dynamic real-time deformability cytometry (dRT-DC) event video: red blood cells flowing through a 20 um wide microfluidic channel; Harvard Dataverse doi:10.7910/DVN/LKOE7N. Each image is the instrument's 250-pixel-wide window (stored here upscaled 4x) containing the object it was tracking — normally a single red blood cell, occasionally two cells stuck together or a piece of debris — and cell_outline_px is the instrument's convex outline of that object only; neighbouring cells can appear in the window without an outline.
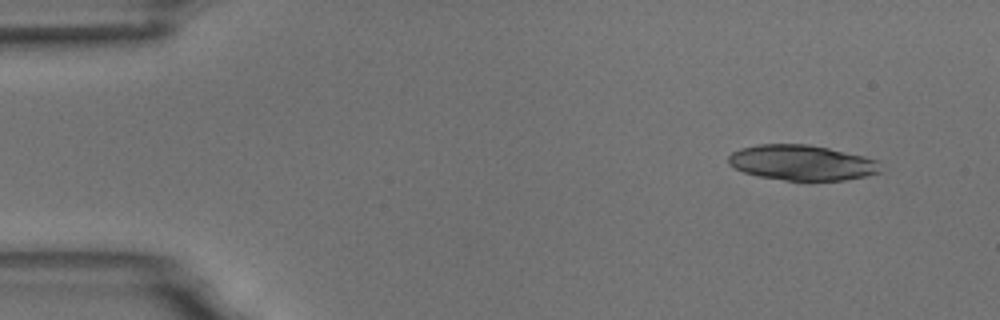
{"species": "common noctule bat (a hibernating species)", "species_latin": "Nyctalus noctula", "temperature_condition": "room temperature", "stored_images_in_passage": 4, "camera_frame_rate_fps": 3000, "um_per_image_px": 0.085, "animal": {"sex": "male", "body_mass_g": 18.8}, "frame": {"image": 1, "passage_image": 1, "time_ms": 0.0, "image_size_px": [1000, 320], "cell_outline_px": [[880, 172], [864, 176], [844, 180], [784, 180], [760, 176], [744, 172], [728, 164], [728, 156], [732, 152], [740, 148], [756, 144], [808, 144], [828, 148], [864, 156], [876, 160]], "centroid_in_image_um": [68.1, 13.81], "position_along_channel_um": 16.9, "area_um2": 31.04}}